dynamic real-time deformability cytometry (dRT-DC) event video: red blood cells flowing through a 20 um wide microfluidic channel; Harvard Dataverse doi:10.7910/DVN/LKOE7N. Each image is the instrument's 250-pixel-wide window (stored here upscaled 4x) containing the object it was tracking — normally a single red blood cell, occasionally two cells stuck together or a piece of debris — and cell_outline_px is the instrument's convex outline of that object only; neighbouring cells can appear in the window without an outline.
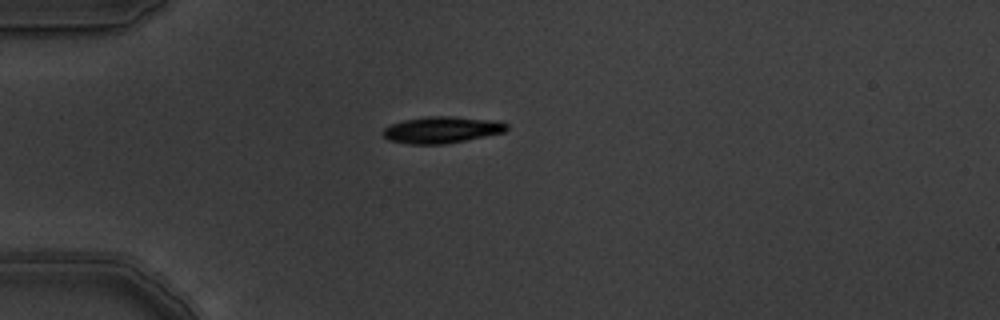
{"species": "common noctule bat (a hibernating species)", "species_latin": "Nyctalus noctula", "temperature_condition": "warm", "stored_images_in_passage": 4, "camera_frame_rate_fps": 3000, "um_per_image_px": 0.085, "animal": {"sex": "male", "body_mass_g": 19.5, "forearm_length_mm": 54.6}, "frame": {"image": 1, "passage_image": 4, "time_ms": 1.0, "image_size_px": [1000, 320], "cell_outline_px": [[508, 128], [504, 132], [444, 144], [408, 144], [388, 140], [380, 132], [384, 128], [392, 124], [404, 120], [424, 116], [452, 116], [492, 120], [508, 124]], "centroid_in_image_um": [37.5, 11.03], "position_along_channel_um": 47.5, "area_um2": 19.07}}